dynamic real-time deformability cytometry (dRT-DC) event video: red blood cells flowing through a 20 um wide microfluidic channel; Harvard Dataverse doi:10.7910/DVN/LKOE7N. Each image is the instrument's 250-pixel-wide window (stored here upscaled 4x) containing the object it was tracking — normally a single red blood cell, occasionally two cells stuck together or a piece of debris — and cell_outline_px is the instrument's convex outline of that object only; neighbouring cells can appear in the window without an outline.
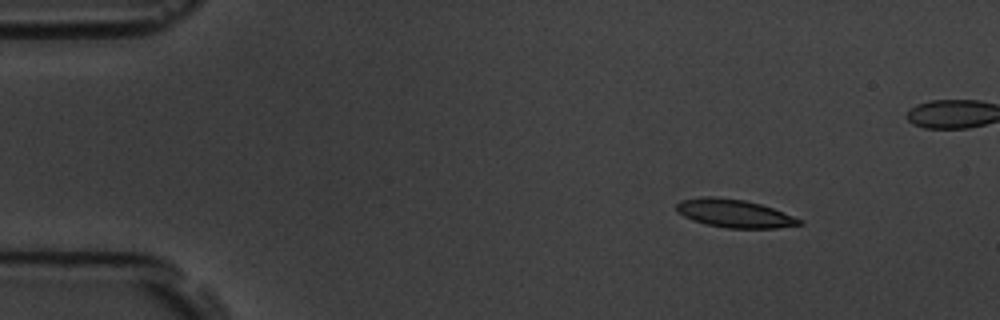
{"species": "common noctule bat (a hibernating species)", "species_latin": "Nyctalus noctula", "temperature_condition": "room temperature", "stored_images_in_passage": 9, "camera_frame_rate_fps": 3000, "um_per_image_px": 0.085, "animal": {"sex": "male", "body_mass_g": 19.5, "forearm_length_mm": 54.6}, "frame": {"image": 1, "passage_image": 1, "time_ms": 0.0, "image_size_px": [1000, 320], "cell_outline_px": [[804, 224], [776, 228], [728, 228], [708, 224], [692, 220], [676, 212], [676, 204], [680, 200], [700, 196], [712, 196], [744, 200], [760, 204], [772, 208], [804, 220]], "centroid_in_image_um": [62.41, 18.13], "position_along_channel_um": 22.6, "area_um2": 20.17}}
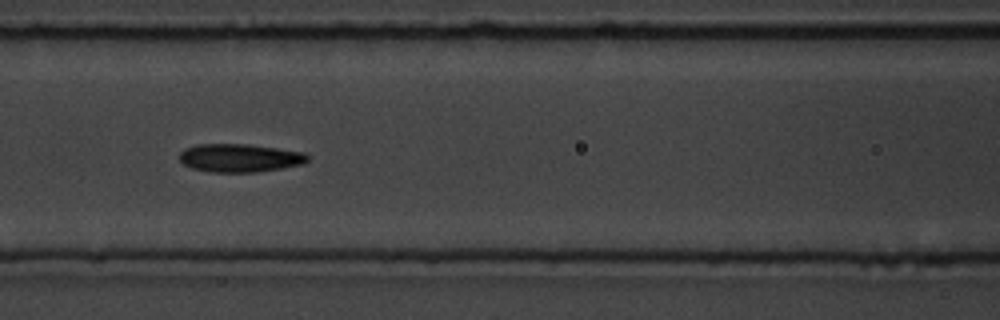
{"frame": {"image": 2, "passage_image": 6, "time_ms": 5.667, "image_size_px": [1000, 320], "cell_outline_px": [[308, 160], [304, 164], [256, 172], [212, 172], [192, 168], [184, 164], [180, 160], [180, 152], [184, 148], [196, 144], [248, 144], [304, 152], [308, 156]], "centroid_in_image_um": [20.37, 13.42], "position_along_channel_um": 146.2, "area_um2": 21.04}}
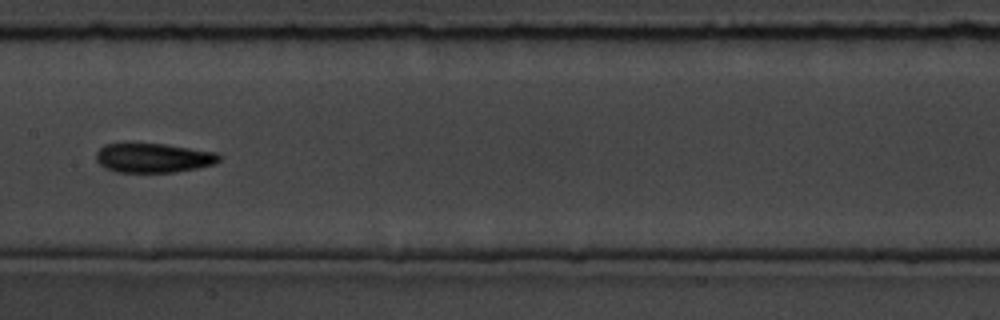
{"frame": {"image": 3, "passage_image": 7, "time_ms": 7.0, "image_size_px": [1000, 320], "cell_outline_px": [[220, 160], [216, 164], [196, 168], [172, 172], [116, 172], [104, 168], [96, 160], [96, 152], [104, 144], [164, 144], [216, 152], [220, 156]], "centroid_in_image_um": [13.03, 13.43], "position_along_channel_um": 194.4, "area_um2": 20.92}}